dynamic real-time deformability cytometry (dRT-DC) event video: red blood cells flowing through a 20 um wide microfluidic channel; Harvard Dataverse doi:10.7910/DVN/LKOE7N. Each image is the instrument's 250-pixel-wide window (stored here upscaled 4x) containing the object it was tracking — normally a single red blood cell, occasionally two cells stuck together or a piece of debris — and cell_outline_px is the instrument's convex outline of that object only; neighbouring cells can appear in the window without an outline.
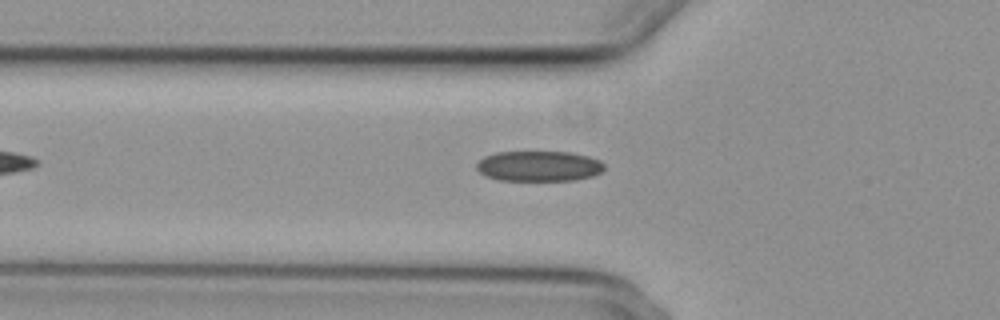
{"species": "common noctule bat (a hibernating species)", "species_latin": "Nyctalus noctula", "temperature_condition": "cold", "stored_images_in_passage": 22, "camera_frame_rate_fps": 3000, "um_per_image_px": 0.085, "animal": {"sex": "female", "body_mass_g": 29.2, "forearm_length_mm": 56.3}, "frame": {"image": 1, "passage_image": 10, "time_ms": 3.0, "image_size_px": [1000, 320], "cell_outline_px": [[604, 168], [600, 172], [592, 176], [572, 180], [500, 180], [488, 176], [480, 172], [476, 168], [476, 164], [484, 156], [496, 152], [572, 152], [588, 156], [600, 160], [604, 164]], "centroid_in_image_um": [45.81, 14.11], "position_along_channel_um": 80.0, "area_um2": 22.48}}
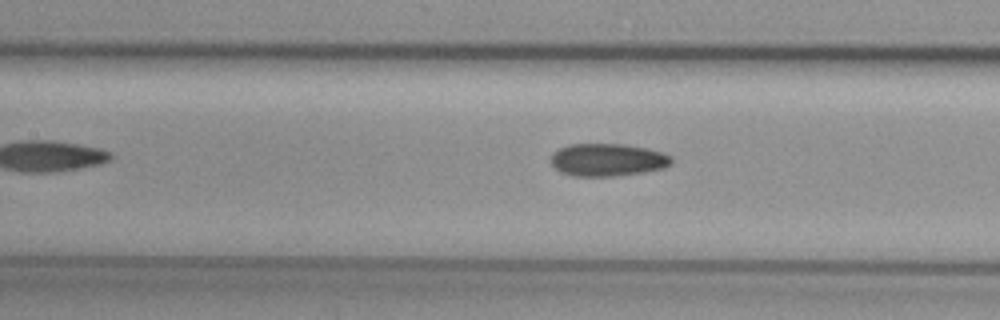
{"frame": {"image": 2, "passage_image": 16, "time_ms": 5.0, "image_size_px": [1000, 320], "cell_outline_px": [[672, 164], [664, 168], [644, 172], [612, 176], [572, 176], [560, 172], [548, 160], [552, 152], [568, 144], [624, 144], [648, 148], [672, 156]], "centroid_in_image_um": [51.62, 13.58], "position_along_channel_um": 155.8, "area_um2": 23.18}}
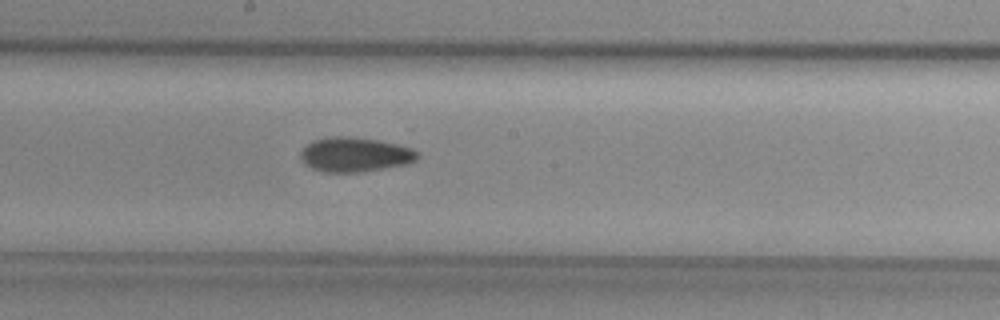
{"frame": {"image": 3, "passage_image": 21, "time_ms": 6.667, "image_size_px": [1000, 320], "cell_outline_px": [[420, 156], [416, 160], [408, 164], [360, 172], [324, 172], [312, 168], [304, 164], [300, 156], [300, 152], [312, 140], [332, 136], [352, 136], [380, 140], [412, 148]], "centroid_in_image_um": [30.17, 13.13], "position_along_channel_um": 218.0, "area_um2": 23.64}}